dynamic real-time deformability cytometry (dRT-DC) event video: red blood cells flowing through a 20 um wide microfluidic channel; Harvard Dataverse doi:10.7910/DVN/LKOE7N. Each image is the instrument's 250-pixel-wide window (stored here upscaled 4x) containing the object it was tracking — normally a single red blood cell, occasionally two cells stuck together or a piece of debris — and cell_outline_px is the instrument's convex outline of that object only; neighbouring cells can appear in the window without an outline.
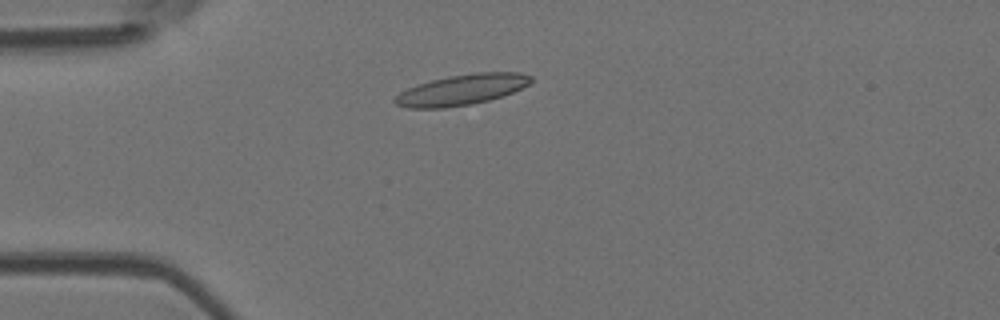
{"species": "Egyptian fruit bat (a non-hibernating species)", "species_latin": "Rousettus aegyptiacus", "temperature_condition": "room temperature", "stored_images_in_passage": 30, "camera_frame_rate_fps": 3000, "um_per_image_px": 0.085, "animal": {"sex": "female"}, "frame": {"image": 1, "passage_image": 1, "time_ms": 0.0, "image_size_px": [1000, 320], "cell_outline_px": [[532, 80], [528, 84], [504, 96], [472, 104], [444, 108], [408, 108], [396, 104], [392, 100], [400, 92], [408, 88], [432, 80], [448, 76], [476, 72], [520, 72], [532, 76]], "centroid_in_image_um": [39.25, 7.63], "position_along_channel_um": 45.8, "area_um2": 24.16}}
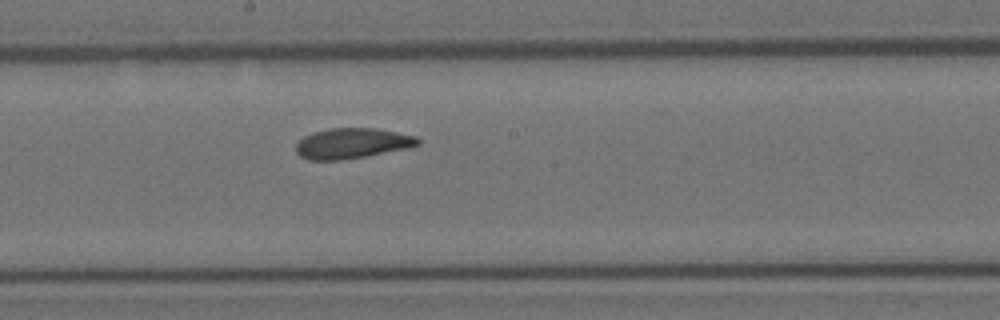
{"frame": {"image": 2, "passage_image": 16, "time_ms": 5.0, "image_size_px": [1000, 320], "cell_outline_px": [[420, 144], [408, 148], [364, 156], [340, 160], [308, 160], [300, 156], [296, 152], [296, 144], [304, 136], [312, 132], [328, 128], [376, 128], [416, 136], [420, 140]], "centroid_in_image_um": [29.91, 12.18], "position_along_channel_um": 218.3, "area_um2": 21.56}}
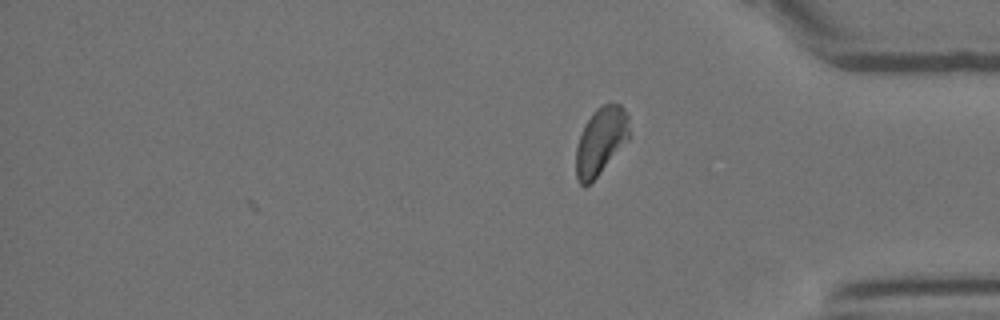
{"frame": {"image": 3, "passage_image": 30, "time_ms": 9.667, "image_size_px": [1000, 320], "cell_outline_px": [[632, 136], [600, 172], [584, 188], [576, 180], [576, 148], [584, 124], [592, 112], [596, 108], [612, 100], [620, 104], [624, 108], [628, 116]], "centroid_in_image_um": [51.09, 11.93], "position_along_channel_um": 384.1, "area_um2": 21.33}, "authors_computed_cell_mechanics": {"area_um2": 21.9062, "velocity_mm_per_s": 3.8195, "shape_relaxation_time_tau1_ms": 11.1074, "shape_relaxation_time_tau2_ms": 1.3412, "deformation_change_tau1": 0.2294, "deformation_change_tau2": 0.0711}}